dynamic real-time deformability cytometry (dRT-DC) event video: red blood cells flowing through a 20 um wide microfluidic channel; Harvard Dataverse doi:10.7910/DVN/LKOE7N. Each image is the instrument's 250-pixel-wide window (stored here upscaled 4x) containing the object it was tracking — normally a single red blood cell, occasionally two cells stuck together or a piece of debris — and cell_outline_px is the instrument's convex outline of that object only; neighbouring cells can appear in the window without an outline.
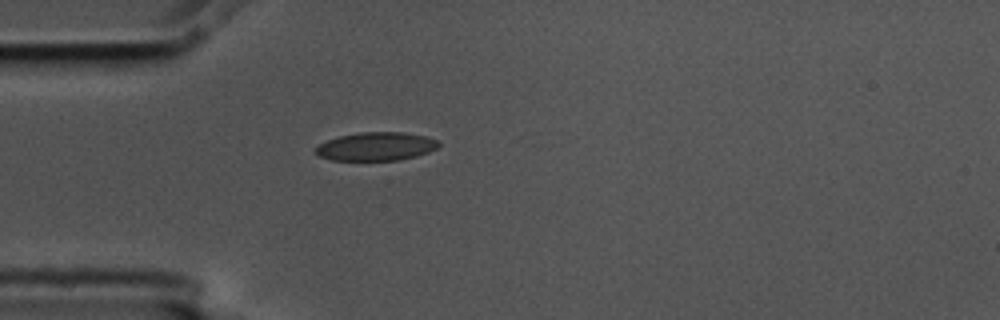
{"species": "common noctule bat (a hibernating species)", "species_latin": "Nyctalus noctula", "temperature_condition": "cold", "stored_images_in_passage": 2, "camera_frame_rate_fps": 3000, "um_per_image_px": 0.085, "animal": {"sex": "male", "body_mass_g": 17.5, "forearm_length_mm": 52.3}, "frame": {"image": 1, "passage_image": 2, "time_ms": 0.333, "image_size_px": [1000, 320], "cell_outline_px": [[440, 144], [436, 148], [428, 152], [416, 156], [396, 160], [332, 160], [320, 156], [316, 152], [316, 148], [320, 144], [328, 140], [340, 136], [360, 132], [400, 132], [428, 136], [436, 140]], "centroid_in_image_um": [31.99, 12.44], "position_along_channel_um": 53.0, "area_um2": 20.11}}